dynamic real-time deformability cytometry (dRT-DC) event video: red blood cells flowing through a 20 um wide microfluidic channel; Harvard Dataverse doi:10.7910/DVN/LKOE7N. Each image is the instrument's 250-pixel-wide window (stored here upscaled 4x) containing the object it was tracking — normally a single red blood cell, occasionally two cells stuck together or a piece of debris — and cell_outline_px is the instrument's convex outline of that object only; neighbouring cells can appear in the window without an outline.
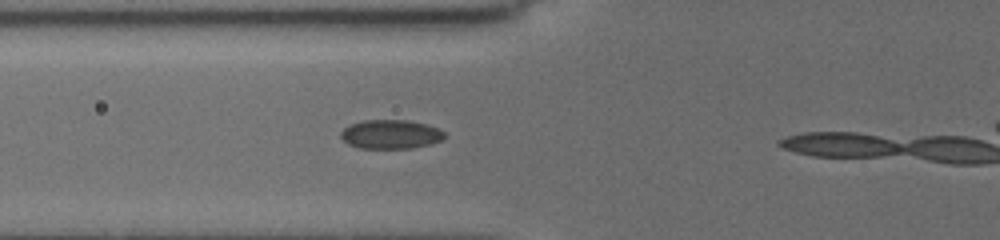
{"species": "common noctule bat (a hibernating species)", "species_latin": "Nyctalus noctula", "temperature_condition": "cold", "stored_images_in_passage": 4, "camera_frame_rate_fps": 3000, "um_per_image_px": 0.085, "animal": {"sex": "female", "body_mass_g": 19.5, "forearm_length_mm": 54.1}, "frame": {"image": 1, "passage_image": 3, "time_ms": 1.667, "image_size_px": [1000, 240], "cell_outline_px": [[444, 136], [440, 140], [428, 144], [412, 148], [360, 148], [348, 144], [340, 136], [340, 132], [348, 124], [364, 120], [408, 120], [428, 124], [444, 132]], "centroid_in_image_um": [33.16, 11.4], "position_along_channel_um": 92.6, "area_um2": 17.46}}